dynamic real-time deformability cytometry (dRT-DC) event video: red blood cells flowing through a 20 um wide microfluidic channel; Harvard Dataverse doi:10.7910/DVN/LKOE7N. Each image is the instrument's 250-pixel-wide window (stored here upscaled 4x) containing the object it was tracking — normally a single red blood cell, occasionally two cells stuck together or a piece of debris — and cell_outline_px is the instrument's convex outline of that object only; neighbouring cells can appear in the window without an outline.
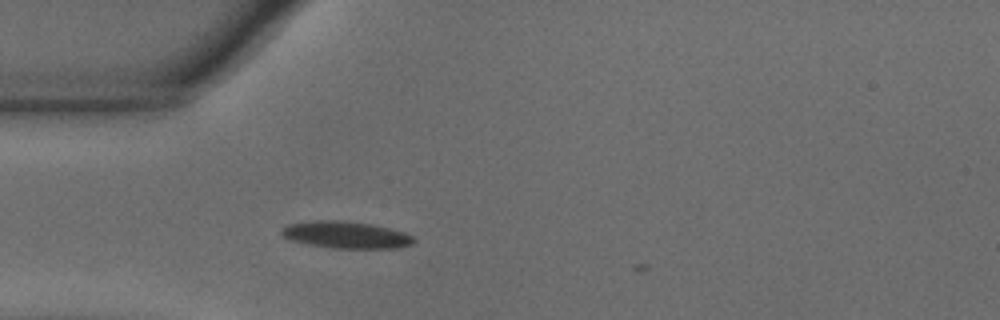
{"species": "common noctule bat (a hibernating species)", "species_latin": "Nyctalus noctula", "temperature_condition": "warm", "stored_images_in_passage": 7, "camera_frame_rate_fps": 3000, "um_per_image_px": 0.085, "animal": {"sex": "male", "body_mass_g": 18.8}, "frame": {"image": 1, "passage_image": 3, "time_ms": 0.667, "image_size_px": [1000, 320], "cell_outline_px": [[416, 240], [412, 244], [396, 248], [332, 248], [308, 244], [292, 240], [284, 236], [280, 232], [280, 228], [288, 224], [312, 220], [336, 220], [372, 224], [404, 232], [412, 236]], "centroid_in_image_um": [29.39, 19.96], "position_along_channel_um": 55.6, "area_um2": 20.69}}
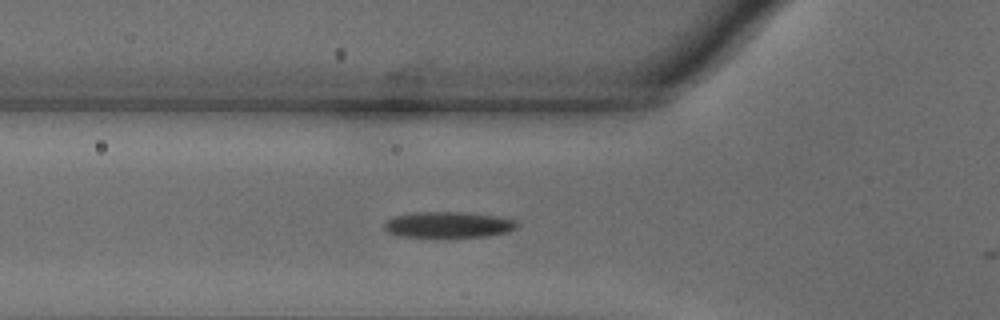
{"frame": {"image": 2, "passage_image": 6, "time_ms": 1.667, "image_size_px": [1000, 320], "cell_outline_px": [[516, 228], [508, 232], [488, 236], [448, 240], [444, 240], [400, 236], [388, 232], [384, 228], [384, 224], [388, 220], [396, 216], [416, 212], [464, 212], [496, 216], [512, 220], [516, 224]], "centroid_in_image_um": [38.08, 19.16], "position_along_channel_um": 87.7, "area_um2": 20.87}}